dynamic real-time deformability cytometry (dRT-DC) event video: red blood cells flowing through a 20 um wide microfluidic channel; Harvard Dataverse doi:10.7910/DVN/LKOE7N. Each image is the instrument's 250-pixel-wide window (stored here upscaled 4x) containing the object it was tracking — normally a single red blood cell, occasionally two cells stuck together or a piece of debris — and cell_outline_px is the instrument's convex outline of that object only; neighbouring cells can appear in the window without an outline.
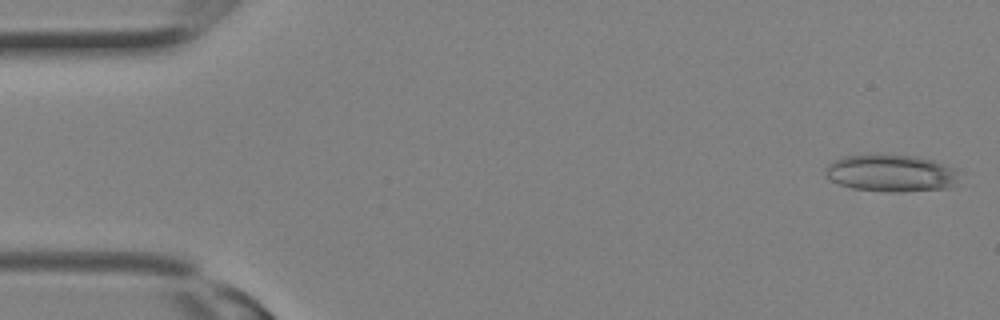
{"species": "Egyptian fruit bat (a non-hibernating species)", "species_latin": "Rousettus aegyptiacus", "temperature_condition": "room temperature", "stored_images_in_passage": 10, "camera_frame_rate_fps": 3000, "um_per_image_px": 0.085, "animal": {"sex": "female"}, "frame": {"image": 1, "passage_image": 1, "time_ms": 0.0, "image_size_px": [1000, 320], "cell_outline_px": [[964, 172], [956, 184], [948, 188], [900, 192], [888, 192], [852, 188], [840, 184], [824, 176], [828, 164], [832, 160], [844, 156], [872, 152], [876, 152], [916, 156], [932, 160], [960, 168]], "centroid_in_image_um": [75.81, 14.68], "position_along_channel_um": 9.2, "area_um2": 30.23}}
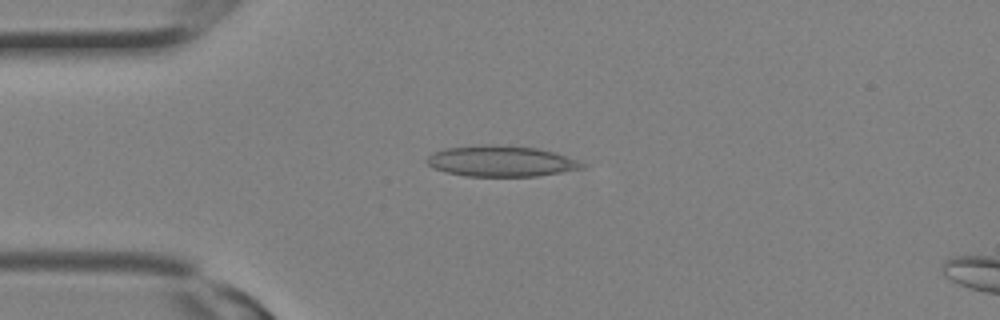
{"frame": {"image": 2, "passage_image": 7, "time_ms": 2.0, "image_size_px": [1000, 320], "cell_outline_px": [[584, 168], [536, 176], [464, 176], [432, 168], [424, 160], [432, 152], [444, 148], [500, 144], [536, 148], [556, 152], [576, 160], [584, 164]], "centroid_in_image_um": [42.55, 13.69], "position_along_channel_um": 42.4, "area_um2": 27.8}}
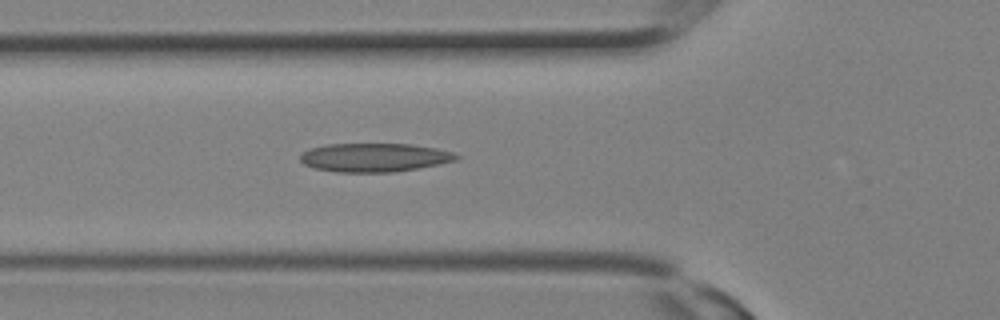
{"frame": {"image": 3, "passage_image": 10, "time_ms": 3.0, "image_size_px": [1000, 320], "cell_outline_px": [[460, 156], [456, 160], [440, 164], [420, 168], [392, 172], [336, 172], [316, 168], [304, 164], [300, 160], [300, 156], [308, 148], [328, 144], [412, 144], [436, 148], [452, 152]], "centroid_in_image_um": [31.83, 13.38], "position_along_channel_um": 94.0, "area_um2": 26.07}}